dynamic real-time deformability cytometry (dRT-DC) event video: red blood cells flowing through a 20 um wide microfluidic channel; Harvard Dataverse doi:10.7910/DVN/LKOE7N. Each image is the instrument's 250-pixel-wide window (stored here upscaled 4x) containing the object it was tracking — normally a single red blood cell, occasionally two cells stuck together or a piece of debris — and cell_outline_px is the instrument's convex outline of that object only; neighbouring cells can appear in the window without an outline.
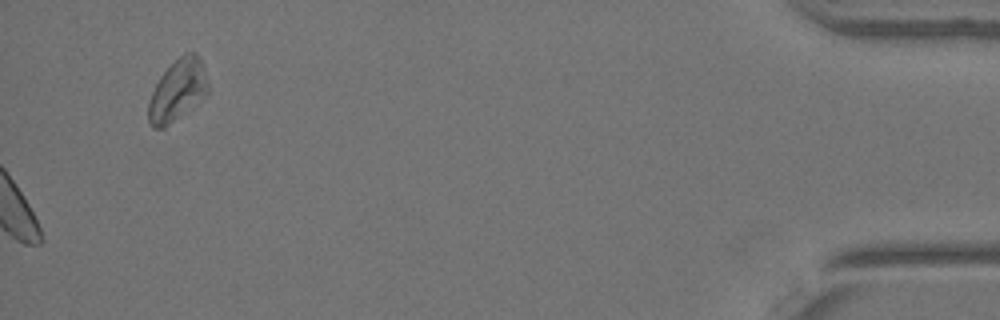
{"species": "Egyptian fruit bat (a non-hibernating species)", "species_latin": "Rousettus aegyptiacus", "temperature_condition": "warm", "stored_images_in_passage": 36, "camera_frame_rate_fps": 3000, "um_per_image_px": 0.085, "animal": {"sex": "female"}, "frame": {"image": 1, "passage_image": 36, "time_ms": 11.667, "image_size_px": [1000, 320], "cell_outline_px": [[208, 92], [164, 128], [152, 128], [148, 124], [148, 100], [160, 76], [184, 52], [196, 52], [200, 56], [204, 68], [208, 84]], "centroid_in_image_um": [15.06, 7.65], "position_along_channel_um": 420.1, "area_um2": 20.92}}